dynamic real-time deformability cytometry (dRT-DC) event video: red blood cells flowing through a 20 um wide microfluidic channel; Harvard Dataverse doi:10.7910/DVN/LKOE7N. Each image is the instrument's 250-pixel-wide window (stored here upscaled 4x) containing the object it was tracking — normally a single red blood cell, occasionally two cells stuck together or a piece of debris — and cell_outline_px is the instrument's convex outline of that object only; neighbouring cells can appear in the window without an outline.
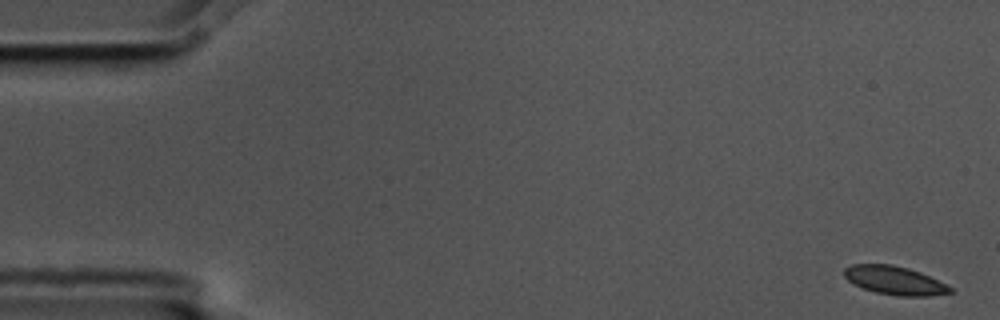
{"species": "common noctule bat (a hibernating species)", "species_latin": "Nyctalus noctula", "temperature_condition": "cold", "stored_images_in_passage": 5, "camera_frame_rate_fps": 3000, "um_per_image_px": 0.085, "animal": {"sex": "male", "body_mass_g": 17.5, "forearm_length_mm": 52.3}, "frame": {"image": 1, "passage_image": 1, "time_ms": 0.0, "image_size_px": [1000, 320], "cell_outline_px": [[956, 292], [932, 296], [900, 296], [876, 292], [864, 288], [848, 280], [844, 276], [844, 268], [852, 264], [892, 264], [908, 268], [920, 272], [952, 288]], "centroid_in_image_um": [76.06, 23.83], "position_along_channel_um": 8.9, "area_um2": 17.46}}
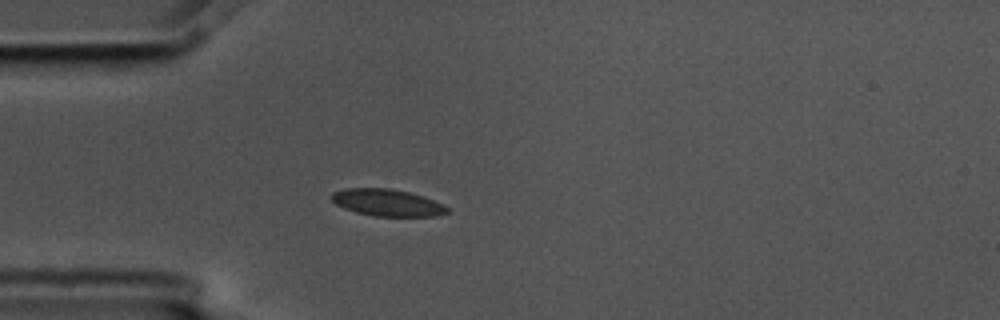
{"frame": {"image": 2, "passage_image": 5, "time_ms": 1.333, "image_size_px": [1000, 320], "cell_outline_px": [[448, 212], [436, 216], [376, 216], [356, 212], [344, 208], [336, 204], [332, 200], [332, 192], [344, 188], [388, 188], [408, 192], [424, 196], [444, 204], [448, 208]], "centroid_in_image_um": [32.92, 17.22], "position_along_channel_um": 52.1, "area_um2": 18.09}}